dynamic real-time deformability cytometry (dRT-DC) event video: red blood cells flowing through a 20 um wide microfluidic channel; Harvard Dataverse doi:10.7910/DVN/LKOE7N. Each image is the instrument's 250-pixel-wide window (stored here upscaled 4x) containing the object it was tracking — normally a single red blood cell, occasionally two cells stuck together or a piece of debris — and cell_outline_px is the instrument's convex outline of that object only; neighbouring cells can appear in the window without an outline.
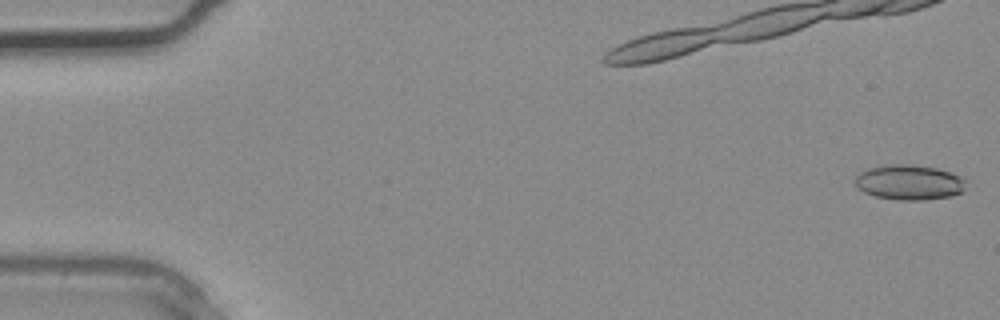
{"species": "common noctule bat (a hibernating species)", "species_latin": "Nyctalus noctula", "temperature_condition": "warm", "stored_images_in_passage": 3, "camera_frame_rate_fps": 3000, "um_per_image_px": 0.085, "animal": {"sex": "male", "body_mass_g": 20.4}, "frame": {"image": 1, "passage_image": 1, "time_ms": 0.0, "image_size_px": [1000, 320], "cell_outline_px": [[964, 192], [952, 196], [924, 200], [896, 200], [876, 196], [864, 192], [856, 188], [852, 180], [860, 172], [868, 168], [888, 164], [912, 164], [936, 168], [960, 176], [964, 180]], "centroid_in_image_um": [77.23, 15.5], "position_along_channel_um": 7.8, "area_um2": 22.89}}